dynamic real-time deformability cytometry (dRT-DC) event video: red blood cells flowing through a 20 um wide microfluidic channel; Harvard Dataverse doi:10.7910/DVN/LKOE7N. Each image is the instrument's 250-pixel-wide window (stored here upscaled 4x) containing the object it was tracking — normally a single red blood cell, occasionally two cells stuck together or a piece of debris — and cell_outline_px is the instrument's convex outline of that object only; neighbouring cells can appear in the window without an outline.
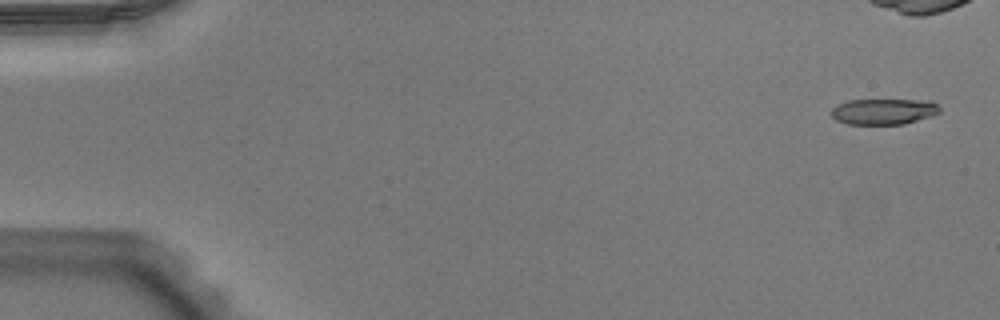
{"species": "Egyptian fruit bat (a non-hibernating species)", "species_latin": "Rousettus aegyptiacus", "temperature_condition": "warm", "stored_images_in_passage": 10, "camera_frame_rate_fps": 3000, "um_per_image_px": 0.085, "animal": {"sex": "male"}, "frame": {"image": 1, "passage_image": 1, "time_ms": 0.0, "image_size_px": [1000, 320], "cell_outline_px": [[940, 112], [932, 116], [904, 124], [848, 124], [836, 120], [828, 112], [836, 104], [848, 100], [932, 100], [940, 108]], "centroid_in_image_um": [75.09, 9.47], "position_along_channel_um": 9.9, "area_um2": 16.53}}